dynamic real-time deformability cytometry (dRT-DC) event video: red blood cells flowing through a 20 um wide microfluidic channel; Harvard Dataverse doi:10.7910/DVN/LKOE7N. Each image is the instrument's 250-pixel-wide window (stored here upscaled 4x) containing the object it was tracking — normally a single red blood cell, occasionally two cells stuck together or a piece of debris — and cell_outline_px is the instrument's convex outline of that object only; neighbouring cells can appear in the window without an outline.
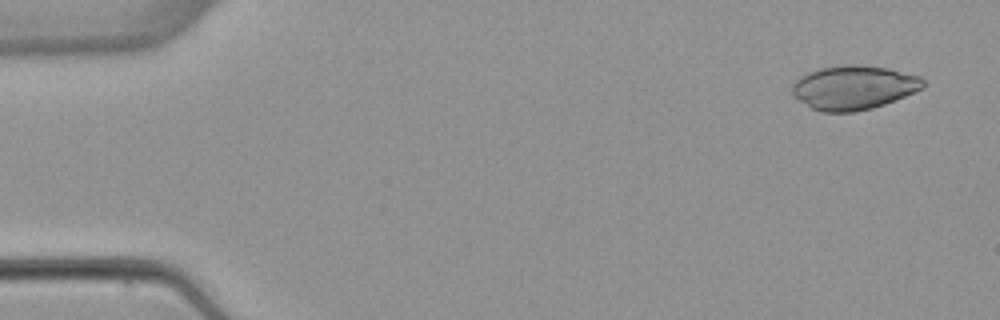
{"species": "common noctule bat (a hibernating species)", "species_latin": "Nyctalus noctula", "temperature_condition": "warm", "stored_images_in_passage": 4, "camera_frame_rate_fps": 3000, "um_per_image_px": 0.085, "animal": {"sex": "female", "body_mass_g": 22.7, "forearm_length_mm": 54.2}, "frame": {"image": 1, "passage_image": 1, "time_ms": 0.0, "image_size_px": [1000, 320], "cell_outline_px": [[924, 88], [884, 104], [872, 108], [856, 112], [820, 112], [812, 108], [792, 96], [792, 84], [800, 76], [808, 72], [820, 68], [852, 64], [856, 64], [888, 68], [920, 76], [924, 80]], "centroid_in_image_um": [72.55, 7.44], "position_along_channel_um": 12.5, "area_um2": 33.64}}